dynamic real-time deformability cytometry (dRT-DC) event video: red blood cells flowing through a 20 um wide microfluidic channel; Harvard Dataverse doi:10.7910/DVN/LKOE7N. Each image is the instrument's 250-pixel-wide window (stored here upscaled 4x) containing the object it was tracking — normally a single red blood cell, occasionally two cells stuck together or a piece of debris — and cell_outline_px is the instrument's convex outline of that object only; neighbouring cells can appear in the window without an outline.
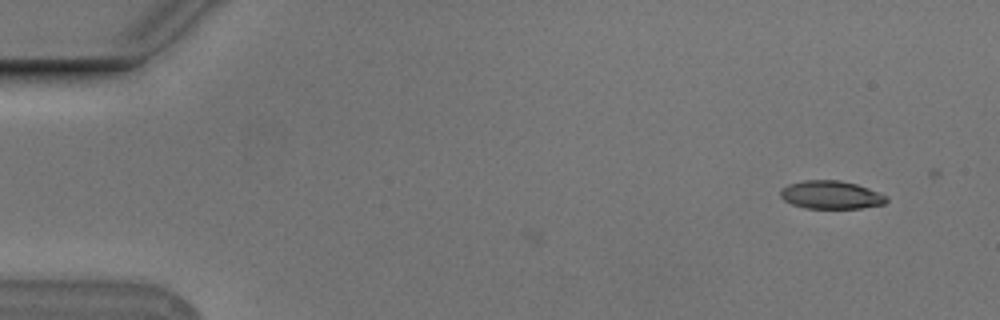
{"species": "Egyptian fruit bat (a non-hibernating species)", "species_latin": "Rousettus aegyptiacus", "temperature_condition": "cold", "stored_images_in_passage": 8, "camera_frame_rate_fps": 3000, "um_per_image_px": 0.085, "animal": {"sex": "male"}, "frame": {"image": 1, "passage_image": 8, "time_ms": 2.333, "image_size_px": [1000, 320], "cell_outline_px": [[888, 200], [884, 204], [860, 208], [804, 208], [792, 204], [784, 200], [780, 196], [780, 192], [788, 184], [804, 180], [840, 180], [856, 184], [868, 188], [888, 196]], "centroid_in_image_um": [70.64, 16.56], "position_along_channel_um": 14.4, "area_um2": 17.34}}